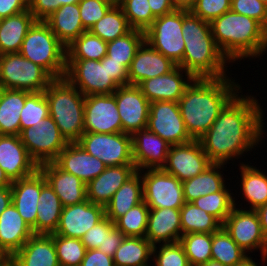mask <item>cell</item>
Returning a JSON list of instances; mask_svg holds the SVG:
<instances>
[{
  "label": "cell",
  "instance_id": "obj_37",
  "mask_svg": "<svg viewBox=\"0 0 267 266\" xmlns=\"http://www.w3.org/2000/svg\"><path fill=\"white\" fill-rule=\"evenodd\" d=\"M242 194L250 203L249 210H256L267 204V175L259 169L241 164Z\"/></svg>",
  "mask_w": 267,
  "mask_h": 266
},
{
  "label": "cell",
  "instance_id": "obj_11",
  "mask_svg": "<svg viewBox=\"0 0 267 266\" xmlns=\"http://www.w3.org/2000/svg\"><path fill=\"white\" fill-rule=\"evenodd\" d=\"M77 143L107 167L134 165L130 134L84 132Z\"/></svg>",
  "mask_w": 267,
  "mask_h": 266
},
{
  "label": "cell",
  "instance_id": "obj_10",
  "mask_svg": "<svg viewBox=\"0 0 267 266\" xmlns=\"http://www.w3.org/2000/svg\"><path fill=\"white\" fill-rule=\"evenodd\" d=\"M182 10L156 17L145 31V41L177 66L182 62L185 42L182 37Z\"/></svg>",
  "mask_w": 267,
  "mask_h": 266
},
{
  "label": "cell",
  "instance_id": "obj_65",
  "mask_svg": "<svg viewBox=\"0 0 267 266\" xmlns=\"http://www.w3.org/2000/svg\"><path fill=\"white\" fill-rule=\"evenodd\" d=\"M200 266H225V265L221 264L220 262L214 261V260H209L208 262H206L205 264H202Z\"/></svg>",
  "mask_w": 267,
  "mask_h": 266
},
{
  "label": "cell",
  "instance_id": "obj_33",
  "mask_svg": "<svg viewBox=\"0 0 267 266\" xmlns=\"http://www.w3.org/2000/svg\"><path fill=\"white\" fill-rule=\"evenodd\" d=\"M31 93L2 89L0 94V135H20V112Z\"/></svg>",
  "mask_w": 267,
  "mask_h": 266
},
{
  "label": "cell",
  "instance_id": "obj_23",
  "mask_svg": "<svg viewBox=\"0 0 267 266\" xmlns=\"http://www.w3.org/2000/svg\"><path fill=\"white\" fill-rule=\"evenodd\" d=\"M176 66L169 58L144 41L128 68L129 85H138L146 79L168 74Z\"/></svg>",
  "mask_w": 267,
  "mask_h": 266
},
{
  "label": "cell",
  "instance_id": "obj_58",
  "mask_svg": "<svg viewBox=\"0 0 267 266\" xmlns=\"http://www.w3.org/2000/svg\"><path fill=\"white\" fill-rule=\"evenodd\" d=\"M124 238L125 235L116 227H114L108 234H106L104 250L99 251H102L103 253L113 257Z\"/></svg>",
  "mask_w": 267,
  "mask_h": 266
},
{
  "label": "cell",
  "instance_id": "obj_61",
  "mask_svg": "<svg viewBox=\"0 0 267 266\" xmlns=\"http://www.w3.org/2000/svg\"><path fill=\"white\" fill-rule=\"evenodd\" d=\"M12 203L11 187L0 188V214Z\"/></svg>",
  "mask_w": 267,
  "mask_h": 266
},
{
  "label": "cell",
  "instance_id": "obj_57",
  "mask_svg": "<svg viewBox=\"0 0 267 266\" xmlns=\"http://www.w3.org/2000/svg\"><path fill=\"white\" fill-rule=\"evenodd\" d=\"M28 10V0H0V19Z\"/></svg>",
  "mask_w": 267,
  "mask_h": 266
},
{
  "label": "cell",
  "instance_id": "obj_46",
  "mask_svg": "<svg viewBox=\"0 0 267 266\" xmlns=\"http://www.w3.org/2000/svg\"><path fill=\"white\" fill-rule=\"evenodd\" d=\"M118 5L122 8L132 29L145 32L156 19L151 12L148 0H121Z\"/></svg>",
  "mask_w": 267,
  "mask_h": 266
},
{
  "label": "cell",
  "instance_id": "obj_18",
  "mask_svg": "<svg viewBox=\"0 0 267 266\" xmlns=\"http://www.w3.org/2000/svg\"><path fill=\"white\" fill-rule=\"evenodd\" d=\"M104 217L105 207L91 203L88 199L79 204L65 206L57 230L53 234L81 239Z\"/></svg>",
  "mask_w": 267,
  "mask_h": 266
},
{
  "label": "cell",
  "instance_id": "obj_34",
  "mask_svg": "<svg viewBox=\"0 0 267 266\" xmlns=\"http://www.w3.org/2000/svg\"><path fill=\"white\" fill-rule=\"evenodd\" d=\"M63 205L52 187L46 182L39 196L36 217V234L55 233L60 222Z\"/></svg>",
  "mask_w": 267,
  "mask_h": 266
},
{
  "label": "cell",
  "instance_id": "obj_49",
  "mask_svg": "<svg viewBox=\"0 0 267 266\" xmlns=\"http://www.w3.org/2000/svg\"><path fill=\"white\" fill-rule=\"evenodd\" d=\"M159 251L157 246H153L152 256L155 266H190L187 256L179 241L174 243L160 244ZM158 254H157V253ZM156 254V255H155Z\"/></svg>",
  "mask_w": 267,
  "mask_h": 266
},
{
  "label": "cell",
  "instance_id": "obj_70",
  "mask_svg": "<svg viewBox=\"0 0 267 266\" xmlns=\"http://www.w3.org/2000/svg\"><path fill=\"white\" fill-rule=\"evenodd\" d=\"M260 1L267 6V0H260Z\"/></svg>",
  "mask_w": 267,
  "mask_h": 266
},
{
  "label": "cell",
  "instance_id": "obj_69",
  "mask_svg": "<svg viewBox=\"0 0 267 266\" xmlns=\"http://www.w3.org/2000/svg\"><path fill=\"white\" fill-rule=\"evenodd\" d=\"M5 266H14V265L10 261H8Z\"/></svg>",
  "mask_w": 267,
  "mask_h": 266
},
{
  "label": "cell",
  "instance_id": "obj_41",
  "mask_svg": "<svg viewBox=\"0 0 267 266\" xmlns=\"http://www.w3.org/2000/svg\"><path fill=\"white\" fill-rule=\"evenodd\" d=\"M145 41V32L132 29L126 35L107 42V56L129 68L137 50Z\"/></svg>",
  "mask_w": 267,
  "mask_h": 266
},
{
  "label": "cell",
  "instance_id": "obj_26",
  "mask_svg": "<svg viewBox=\"0 0 267 266\" xmlns=\"http://www.w3.org/2000/svg\"><path fill=\"white\" fill-rule=\"evenodd\" d=\"M135 165L109 166L86 185L87 199L94 204L106 206L114 193L131 178Z\"/></svg>",
  "mask_w": 267,
  "mask_h": 266
},
{
  "label": "cell",
  "instance_id": "obj_17",
  "mask_svg": "<svg viewBox=\"0 0 267 266\" xmlns=\"http://www.w3.org/2000/svg\"><path fill=\"white\" fill-rule=\"evenodd\" d=\"M122 123V132L132 135L147 127L150 102L137 85L119 86L113 93Z\"/></svg>",
  "mask_w": 267,
  "mask_h": 266
},
{
  "label": "cell",
  "instance_id": "obj_67",
  "mask_svg": "<svg viewBox=\"0 0 267 266\" xmlns=\"http://www.w3.org/2000/svg\"><path fill=\"white\" fill-rule=\"evenodd\" d=\"M0 259H9L4 253L0 250Z\"/></svg>",
  "mask_w": 267,
  "mask_h": 266
},
{
  "label": "cell",
  "instance_id": "obj_56",
  "mask_svg": "<svg viewBox=\"0 0 267 266\" xmlns=\"http://www.w3.org/2000/svg\"><path fill=\"white\" fill-rule=\"evenodd\" d=\"M80 266H115L113 257L98 249L86 250Z\"/></svg>",
  "mask_w": 267,
  "mask_h": 266
},
{
  "label": "cell",
  "instance_id": "obj_63",
  "mask_svg": "<svg viewBox=\"0 0 267 266\" xmlns=\"http://www.w3.org/2000/svg\"><path fill=\"white\" fill-rule=\"evenodd\" d=\"M12 182L6 176L4 170L0 167V188L11 187Z\"/></svg>",
  "mask_w": 267,
  "mask_h": 266
},
{
  "label": "cell",
  "instance_id": "obj_62",
  "mask_svg": "<svg viewBox=\"0 0 267 266\" xmlns=\"http://www.w3.org/2000/svg\"><path fill=\"white\" fill-rule=\"evenodd\" d=\"M171 3L176 10L190 11L194 6L195 0H171Z\"/></svg>",
  "mask_w": 267,
  "mask_h": 266
},
{
  "label": "cell",
  "instance_id": "obj_40",
  "mask_svg": "<svg viewBox=\"0 0 267 266\" xmlns=\"http://www.w3.org/2000/svg\"><path fill=\"white\" fill-rule=\"evenodd\" d=\"M107 55V42L89 31L82 33L66 47V60H98Z\"/></svg>",
  "mask_w": 267,
  "mask_h": 266
},
{
  "label": "cell",
  "instance_id": "obj_27",
  "mask_svg": "<svg viewBox=\"0 0 267 266\" xmlns=\"http://www.w3.org/2000/svg\"><path fill=\"white\" fill-rule=\"evenodd\" d=\"M34 235L32 228L23 220L11 203L0 214V250L9 259Z\"/></svg>",
  "mask_w": 267,
  "mask_h": 266
},
{
  "label": "cell",
  "instance_id": "obj_64",
  "mask_svg": "<svg viewBox=\"0 0 267 266\" xmlns=\"http://www.w3.org/2000/svg\"><path fill=\"white\" fill-rule=\"evenodd\" d=\"M234 266H258V265L252 260V258H250L248 255H245V257Z\"/></svg>",
  "mask_w": 267,
  "mask_h": 266
},
{
  "label": "cell",
  "instance_id": "obj_48",
  "mask_svg": "<svg viewBox=\"0 0 267 266\" xmlns=\"http://www.w3.org/2000/svg\"><path fill=\"white\" fill-rule=\"evenodd\" d=\"M47 116H49V103L44 92L31 93L20 112V132L25 128L35 126Z\"/></svg>",
  "mask_w": 267,
  "mask_h": 266
},
{
  "label": "cell",
  "instance_id": "obj_66",
  "mask_svg": "<svg viewBox=\"0 0 267 266\" xmlns=\"http://www.w3.org/2000/svg\"><path fill=\"white\" fill-rule=\"evenodd\" d=\"M9 259H0V266H5Z\"/></svg>",
  "mask_w": 267,
  "mask_h": 266
},
{
  "label": "cell",
  "instance_id": "obj_25",
  "mask_svg": "<svg viewBox=\"0 0 267 266\" xmlns=\"http://www.w3.org/2000/svg\"><path fill=\"white\" fill-rule=\"evenodd\" d=\"M39 170L59 197L63 207L87 200L86 184L77 176L63 171L54 162L39 165Z\"/></svg>",
  "mask_w": 267,
  "mask_h": 266
},
{
  "label": "cell",
  "instance_id": "obj_19",
  "mask_svg": "<svg viewBox=\"0 0 267 266\" xmlns=\"http://www.w3.org/2000/svg\"><path fill=\"white\" fill-rule=\"evenodd\" d=\"M0 167L11 182L31 176L39 169L19 135H0Z\"/></svg>",
  "mask_w": 267,
  "mask_h": 266
},
{
  "label": "cell",
  "instance_id": "obj_24",
  "mask_svg": "<svg viewBox=\"0 0 267 266\" xmlns=\"http://www.w3.org/2000/svg\"><path fill=\"white\" fill-rule=\"evenodd\" d=\"M53 162L63 171L80 178L86 185L107 167L77 142L69 143Z\"/></svg>",
  "mask_w": 267,
  "mask_h": 266
},
{
  "label": "cell",
  "instance_id": "obj_6",
  "mask_svg": "<svg viewBox=\"0 0 267 266\" xmlns=\"http://www.w3.org/2000/svg\"><path fill=\"white\" fill-rule=\"evenodd\" d=\"M19 53L42 67L53 79L65 76L66 46L44 21H36L29 29Z\"/></svg>",
  "mask_w": 267,
  "mask_h": 266
},
{
  "label": "cell",
  "instance_id": "obj_53",
  "mask_svg": "<svg viewBox=\"0 0 267 266\" xmlns=\"http://www.w3.org/2000/svg\"><path fill=\"white\" fill-rule=\"evenodd\" d=\"M231 10L255 19L267 30V6L260 0H232Z\"/></svg>",
  "mask_w": 267,
  "mask_h": 266
},
{
  "label": "cell",
  "instance_id": "obj_14",
  "mask_svg": "<svg viewBox=\"0 0 267 266\" xmlns=\"http://www.w3.org/2000/svg\"><path fill=\"white\" fill-rule=\"evenodd\" d=\"M146 128L170 145L185 144L193 140L185 128L178 102H151Z\"/></svg>",
  "mask_w": 267,
  "mask_h": 266
},
{
  "label": "cell",
  "instance_id": "obj_52",
  "mask_svg": "<svg viewBox=\"0 0 267 266\" xmlns=\"http://www.w3.org/2000/svg\"><path fill=\"white\" fill-rule=\"evenodd\" d=\"M114 227V222L105 216L83 235L81 241L87 250H104L106 234H108Z\"/></svg>",
  "mask_w": 267,
  "mask_h": 266
},
{
  "label": "cell",
  "instance_id": "obj_5",
  "mask_svg": "<svg viewBox=\"0 0 267 266\" xmlns=\"http://www.w3.org/2000/svg\"><path fill=\"white\" fill-rule=\"evenodd\" d=\"M49 115L68 143H76L84 133L85 96L65 77L53 79L46 90Z\"/></svg>",
  "mask_w": 267,
  "mask_h": 266
},
{
  "label": "cell",
  "instance_id": "obj_60",
  "mask_svg": "<svg viewBox=\"0 0 267 266\" xmlns=\"http://www.w3.org/2000/svg\"><path fill=\"white\" fill-rule=\"evenodd\" d=\"M259 216L262 234L265 240L266 248H267V204L260 206L255 210Z\"/></svg>",
  "mask_w": 267,
  "mask_h": 266
},
{
  "label": "cell",
  "instance_id": "obj_42",
  "mask_svg": "<svg viewBox=\"0 0 267 266\" xmlns=\"http://www.w3.org/2000/svg\"><path fill=\"white\" fill-rule=\"evenodd\" d=\"M242 250L230 235L221 227L212 233L211 260L225 266H234L245 257Z\"/></svg>",
  "mask_w": 267,
  "mask_h": 266
},
{
  "label": "cell",
  "instance_id": "obj_3",
  "mask_svg": "<svg viewBox=\"0 0 267 266\" xmlns=\"http://www.w3.org/2000/svg\"><path fill=\"white\" fill-rule=\"evenodd\" d=\"M182 33L185 49L182 62L178 66L194 78L227 76L225 64L228 59L215 43L210 22L190 11L182 10Z\"/></svg>",
  "mask_w": 267,
  "mask_h": 266
},
{
  "label": "cell",
  "instance_id": "obj_21",
  "mask_svg": "<svg viewBox=\"0 0 267 266\" xmlns=\"http://www.w3.org/2000/svg\"><path fill=\"white\" fill-rule=\"evenodd\" d=\"M181 72H185L184 76H187V81L183 80L184 76ZM194 79L189 72L176 66L168 74L146 79L137 86L150 103L155 101L178 102Z\"/></svg>",
  "mask_w": 267,
  "mask_h": 266
},
{
  "label": "cell",
  "instance_id": "obj_35",
  "mask_svg": "<svg viewBox=\"0 0 267 266\" xmlns=\"http://www.w3.org/2000/svg\"><path fill=\"white\" fill-rule=\"evenodd\" d=\"M225 164L212 163L207 169L197 176L183 181L185 202H193L201 196L221 191L225 186L220 169ZM219 169V170H218Z\"/></svg>",
  "mask_w": 267,
  "mask_h": 266
},
{
  "label": "cell",
  "instance_id": "obj_1",
  "mask_svg": "<svg viewBox=\"0 0 267 266\" xmlns=\"http://www.w3.org/2000/svg\"><path fill=\"white\" fill-rule=\"evenodd\" d=\"M236 94L198 140L212 163L226 164L261 141L263 110L255 97Z\"/></svg>",
  "mask_w": 267,
  "mask_h": 266
},
{
  "label": "cell",
  "instance_id": "obj_43",
  "mask_svg": "<svg viewBox=\"0 0 267 266\" xmlns=\"http://www.w3.org/2000/svg\"><path fill=\"white\" fill-rule=\"evenodd\" d=\"M190 266H200L211 260L212 233H189L180 237Z\"/></svg>",
  "mask_w": 267,
  "mask_h": 266
},
{
  "label": "cell",
  "instance_id": "obj_13",
  "mask_svg": "<svg viewBox=\"0 0 267 266\" xmlns=\"http://www.w3.org/2000/svg\"><path fill=\"white\" fill-rule=\"evenodd\" d=\"M222 227L246 253L261 250V260H267V248L262 234L259 216L255 210L232 209Z\"/></svg>",
  "mask_w": 267,
  "mask_h": 266
},
{
  "label": "cell",
  "instance_id": "obj_47",
  "mask_svg": "<svg viewBox=\"0 0 267 266\" xmlns=\"http://www.w3.org/2000/svg\"><path fill=\"white\" fill-rule=\"evenodd\" d=\"M54 246L60 266H80L86 253L81 239L53 234Z\"/></svg>",
  "mask_w": 267,
  "mask_h": 266
},
{
  "label": "cell",
  "instance_id": "obj_44",
  "mask_svg": "<svg viewBox=\"0 0 267 266\" xmlns=\"http://www.w3.org/2000/svg\"><path fill=\"white\" fill-rule=\"evenodd\" d=\"M148 217L149 207L143 200L119 217L114 224L125 236L145 237Z\"/></svg>",
  "mask_w": 267,
  "mask_h": 266
},
{
  "label": "cell",
  "instance_id": "obj_9",
  "mask_svg": "<svg viewBox=\"0 0 267 266\" xmlns=\"http://www.w3.org/2000/svg\"><path fill=\"white\" fill-rule=\"evenodd\" d=\"M84 96L113 94L117 83L106 69V56L98 60H66L64 76Z\"/></svg>",
  "mask_w": 267,
  "mask_h": 266
},
{
  "label": "cell",
  "instance_id": "obj_22",
  "mask_svg": "<svg viewBox=\"0 0 267 266\" xmlns=\"http://www.w3.org/2000/svg\"><path fill=\"white\" fill-rule=\"evenodd\" d=\"M45 176L38 169L33 175L12 182V204L23 220L28 223L36 234L37 206L42 186L46 183Z\"/></svg>",
  "mask_w": 267,
  "mask_h": 266
},
{
  "label": "cell",
  "instance_id": "obj_16",
  "mask_svg": "<svg viewBox=\"0 0 267 266\" xmlns=\"http://www.w3.org/2000/svg\"><path fill=\"white\" fill-rule=\"evenodd\" d=\"M84 132L121 133L122 123L113 94L85 96Z\"/></svg>",
  "mask_w": 267,
  "mask_h": 266
},
{
  "label": "cell",
  "instance_id": "obj_54",
  "mask_svg": "<svg viewBox=\"0 0 267 266\" xmlns=\"http://www.w3.org/2000/svg\"><path fill=\"white\" fill-rule=\"evenodd\" d=\"M80 0H28V10L37 21H44L60 6L79 3Z\"/></svg>",
  "mask_w": 267,
  "mask_h": 266
},
{
  "label": "cell",
  "instance_id": "obj_55",
  "mask_svg": "<svg viewBox=\"0 0 267 266\" xmlns=\"http://www.w3.org/2000/svg\"><path fill=\"white\" fill-rule=\"evenodd\" d=\"M106 69L118 86L129 85L128 69L121 62L112 61V59L106 55Z\"/></svg>",
  "mask_w": 267,
  "mask_h": 266
},
{
  "label": "cell",
  "instance_id": "obj_7",
  "mask_svg": "<svg viewBox=\"0 0 267 266\" xmlns=\"http://www.w3.org/2000/svg\"><path fill=\"white\" fill-rule=\"evenodd\" d=\"M53 78L20 53L0 55V86L30 93L44 92Z\"/></svg>",
  "mask_w": 267,
  "mask_h": 266
},
{
  "label": "cell",
  "instance_id": "obj_15",
  "mask_svg": "<svg viewBox=\"0 0 267 266\" xmlns=\"http://www.w3.org/2000/svg\"><path fill=\"white\" fill-rule=\"evenodd\" d=\"M211 164L199 140H192L171 145L162 169L183 182L203 173Z\"/></svg>",
  "mask_w": 267,
  "mask_h": 266
},
{
  "label": "cell",
  "instance_id": "obj_8",
  "mask_svg": "<svg viewBox=\"0 0 267 266\" xmlns=\"http://www.w3.org/2000/svg\"><path fill=\"white\" fill-rule=\"evenodd\" d=\"M19 136L38 166L53 162L69 144L50 115L35 126L23 129Z\"/></svg>",
  "mask_w": 267,
  "mask_h": 266
},
{
  "label": "cell",
  "instance_id": "obj_59",
  "mask_svg": "<svg viewBox=\"0 0 267 266\" xmlns=\"http://www.w3.org/2000/svg\"><path fill=\"white\" fill-rule=\"evenodd\" d=\"M151 12L155 17L163 16L175 10L171 0H148Z\"/></svg>",
  "mask_w": 267,
  "mask_h": 266
},
{
  "label": "cell",
  "instance_id": "obj_50",
  "mask_svg": "<svg viewBox=\"0 0 267 266\" xmlns=\"http://www.w3.org/2000/svg\"><path fill=\"white\" fill-rule=\"evenodd\" d=\"M78 5L82 24L88 31L104 17L114 3L110 0H80Z\"/></svg>",
  "mask_w": 267,
  "mask_h": 266
},
{
  "label": "cell",
  "instance_id": "obj_31",
  "mask_svg": "<svg viewBox=\"0 0 267 266\" xmlns=\"http://www.w3.org/2000/svg\"><path fill=\"white\" fill-rule=\"evenodd\" d=\"M36 21L29 10L0 19V55L19 53L26 34Z\"/></svg>",
  "mask_w": 267,
  "mask_h": 266
},
{
  "label": "cell",
  "instance_id": "obj_39",
  "mask_svg": "<svg viewBox=\"0 0 267 266\" xmlns=\"http://www.w3.org/2000/svg\"><path fill=\"white\" fill-rule=\"evenodd\" d=\"M131 30L122 8L114 4L88 31L103 41L109 42L126 35Z\"/></svg>",
  "mask_w": 267,
  "mask_h": 266
},
{
  "label": "cell",
  "instance_id": "obj_36",
  "mask_svg": "<svg viewBox=\"0 0 267 266\" xmlns=\"http://www.w3.org/2000/svg\"><path fill=\"white\" fill-rule=\"evenodd\" d=\"M153 245L145 237L125 236L113 256L115 266H149Z\"/></svg>",
  "mask_w": 267,
  "mask_h": 266
},
{
  "label": "cell",
  "instance_id": "obj_68",
  "mask_svg": "<svg viewBox=\"0 0 267 266\" xmlns=\"http://www.w3.org/2000/svg\"><path fill=\"white\" fill-rule=\"evenodd\" d=\"M112 1L114 4H118L121 0H110Z\"/></svg>",
  "mask_w": 267,
  "mask_h": 266
},
{
  "label": "cell",
  "instance_id": "obj_38",
  "mask_svg": "<svg viewBox=\"0 0 267 266\" xmlns=\"http://www.w3.org/2000/svg\"><path fill=\"white\" fill-rule=\"evenodd\" d=\"M182 235L189 233H213L222 223L213 215L198 208L193 202H185L180 209Z\"/></svg>",
  "mask_w": 267,
  "mask_h": 266
},
{
  "label": "cell",
  "instance_id": "obj_2",
  "mask_svg": "<svg viewBox=\"0 0 267 266\" xmlns=\"http://www.w3.org/2000/svg\"><path fill=\"white\" fill-rule=\"evenodd\" d=\"M239 89L240 85L228 76L195 78L192 81L178 105L187 133L193 140H198L208 131Z\"/></svg>",
  "mask_w": 267,
  "mask_h": 266
},
{
  "label": "cell",
  "instance_id": "obj_28",
  "mask_svg": "<svg viewBox=\"0 0 267 266\" xmlns=\"http://www.w3.org/2000/svg\"><path fill=\"white\" fill-rule=\"evenodd\" d=\"M9 261L14 266H60L53 234H34Z\"/></svg>",
  "mask_w": 267,
  "mask_h": 266
},
{
  "label": "cell",
  "instance_id": "obj_20",
  "mask_svg": "<svg viewBox=\"0 0 267 266\" xmlns=\"http://www.w3.org/2000/svg\"><path fill=\"white\" fill-rule=\"evenodd\" d=\"M132 156L137 171L162 168L167 159L170 144L145 128L132 135ZM144 168V169H143Z\"/></svg>",
  "mask_w": 267,
  "mask_h": 266
},
{
  "label": "cell",
  "instance_id": "obj_32",
  "mask_svg": "<svg viewBox=\"0 0 267 266\" xmlns=\"http://www.w3.org/2000/svg\"><path fill=\"white\" fill-rule=\"evenodd\" d=\"M141 180V171H137L124 182L105 206V216L112 222L143 201V182Z\"/></svg>",
  "mask_w": 267,
  "mask_h": 266
},
{
  "label": "cell",
  "instance_id": "obj_12",
  "mask_svg": "<svg viewBox=\"0 0 267 266\" xmlns=\"http://www.w3.org/2000/svg\"><path fill=\"white\" fill-rule=\"evenodd\" d=\"M144 173L143 200L149 209H181L185 203L182 181L162 168L147 169Z\"/></svg>",
  "mask_w": 267,
  "mask_h": 266
},
{
  "label": "cell",
  "instance_id": "obj_45",
  "mask_svg": "<svg viewBox=\"0 0 267 266\" xmlns=\"http://www.w3.org/2000/svg\"><path fill=\"white\" fill-rule=\"evenodd\" d=\"M229 189L223 188L219 192H214L201 196L193 201V203L204 210L205 212L216 217L223 223L227 216L231 213L232 209L236 206L235 197L232 198Z\"/></svg>",
  "mask_w": 267,
  "mask_h": 266
},
{
  "label": "cell",
  "instance_id": "obj_4",
  "mask_svg": "<svg viewBox=\"0 0 267 266\" xmlns=\"http://www.w3.org/2000/svg\"><path fill=\"white\" fill-rule=\"evenodd\" d=\"M210 24L215 43L229 63L257 58L267 50V30L253 18L229 10Z\"/></svg>",
  "mask_w": 267,
  "mask_h": 266
},
{
  "label": "cell",
  "instance_id": "obj_29",
  "mask_svg": "<svg viewBox=\"0 0 267 266\" xmlns=\"http://www.w3.org/2000/svg\"><path fill=\"white\" fill-rule=\"evenodd\" d=\"M182 236L180 209H149L145 238L154 246L174 243Z\"/></svg>",
  "mask_w": 267,
  "mask_h": 266
},
{
  "label": "cell",
  "instance_id": "obj_30",
  "mask_svg": "<svg viewBox=\"0 0 267 266\" xmlns=\"http://www.w3.org/2000/svg\"><path fill=\"white\" fill-rule=\"evenodd\" d=\"M44 22L66 47L87 31L80 18L78 3L60 6Z\"/></svg>",
  "mask_w": 267,
  "mask_h": 266
},
{
  "label": "cell",
  "instance_id": "obj_51",
  "mask_svg": "<svg viewBox=\"0 0 267 266\" xmlns=\"http://www.w3.org/2000/svg\"><path fill=\"white\" fill-rule=\"evenodd\" d=\"M232 0H195L190 12L202 20L212 22L227 11L231 10Z\"/></svg>",
  "mask_w": 267,
  "mask_h": 266
}]
</instances>
